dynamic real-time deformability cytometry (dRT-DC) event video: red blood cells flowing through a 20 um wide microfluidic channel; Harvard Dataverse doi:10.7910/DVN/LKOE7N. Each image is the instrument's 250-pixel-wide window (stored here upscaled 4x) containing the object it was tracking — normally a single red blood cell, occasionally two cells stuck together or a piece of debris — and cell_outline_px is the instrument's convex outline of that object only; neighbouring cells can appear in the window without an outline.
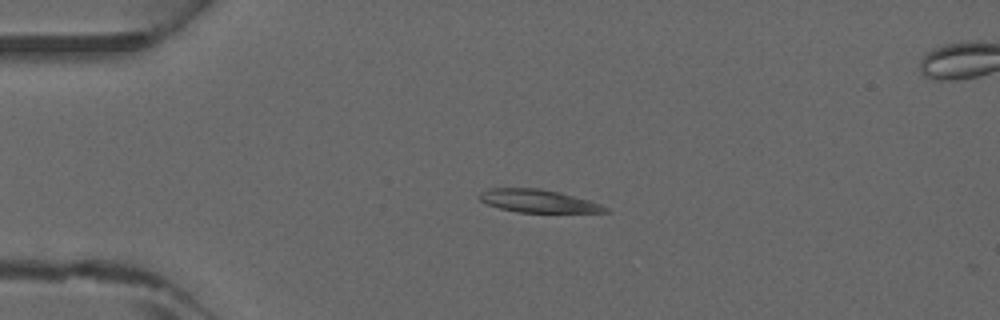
{"species": "common noctule bat (a hibernating species)", "species_latin": "Nyctalus noctula", "temperature_condition": "warm", "stored_images_in_passage": 3, "camera_frame_rate_fps": 3000, "um_per_image_px": 0.085, "animal": {"sex": "male", "forearm_length_mm": 52.5}, "frame": {"image": 1, "passage_image": 2, "time_ms": 0.333, "image_size_px": [1000, 320], "cell_outline_px": [[608, 212], [516, 212], [500, 208], [488, 204], [480, 200], [476, 196], [480, 192], [488, 188], [540, 188], [560, 192], [588, 200], [600, 204], [608, 208]], "centroid_in_image_um": [45.69, 17.07], "position_along_channel_um": 39.3, "area_um2": 16.7}}